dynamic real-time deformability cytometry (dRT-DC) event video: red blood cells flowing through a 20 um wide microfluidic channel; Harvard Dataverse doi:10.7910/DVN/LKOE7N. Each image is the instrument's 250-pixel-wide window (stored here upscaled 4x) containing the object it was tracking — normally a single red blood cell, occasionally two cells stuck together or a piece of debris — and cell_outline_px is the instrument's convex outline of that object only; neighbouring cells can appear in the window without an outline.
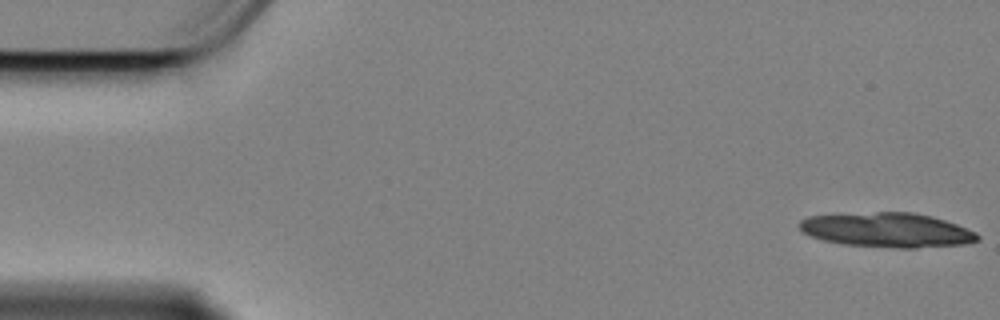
{"species": "Egyptian fruit bat (a non-hibernating species)", "species_latin": "Rousettus aegyptiacus", "temperature_condition": "cold", "stored_images_in_passage": 16, "camera_frame_rate_fps": 3000, "um_per_image_px": 0.085, "animal": {"sex": "female"}, "frame": {"image": 1, "passage_image": 1, "time_ms": 0.0, "image_size_px": [1000, 320], "cell_outline_px": [[980, 240], [964, 244], [916, 248], [896, 248], [844, 244], [824, 240], [812, 236], [804, 232], [796, 224], [800, 220], [808, 216], [876, 212], [912, 212], [932, 216], [956, 224], [976, 232], [980, 236]], "centroid_in_image_um": [75.42, 19.55], "position_along_channel_um": 9.6, "area_um2": 35.78}}